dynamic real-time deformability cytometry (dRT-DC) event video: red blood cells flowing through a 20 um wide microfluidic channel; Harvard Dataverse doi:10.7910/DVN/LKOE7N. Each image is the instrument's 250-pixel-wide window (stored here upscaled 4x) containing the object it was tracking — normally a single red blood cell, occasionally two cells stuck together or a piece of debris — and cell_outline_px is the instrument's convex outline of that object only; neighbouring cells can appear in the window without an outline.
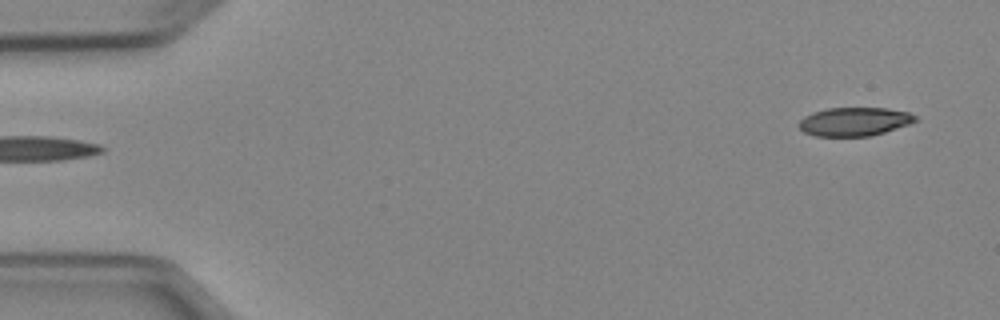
{"species": "Egyptian fruit bat (a non-hibernating species)", "species_latin": "Rousettus aegyptiacus", "temperature_condition": "cold", "stored_images_in_passage": 5, "segment_of_instrument_passage": [2, 2], "camera_frame_rate_fps": 3000, "um_per_image_px": 0.085, "animal": {"sex": "female"}, "frame": {"image": 1, "passage_image": 5, "time_ms": 4.667, "image_size_px": [1000, 320], "cell_outline_px": [[916, 120], [908, 124], [884, 132], [868, 136], [816, 136], [804, 132], [796, 124], [804, 116], [812, 112], [828, 108], [888, 108], [908, 112], [916, 116]], "centroid_in_image_um": [72.57, 10.33], "position_along_channel_um": 12.4, "area_um2": 19.31}}